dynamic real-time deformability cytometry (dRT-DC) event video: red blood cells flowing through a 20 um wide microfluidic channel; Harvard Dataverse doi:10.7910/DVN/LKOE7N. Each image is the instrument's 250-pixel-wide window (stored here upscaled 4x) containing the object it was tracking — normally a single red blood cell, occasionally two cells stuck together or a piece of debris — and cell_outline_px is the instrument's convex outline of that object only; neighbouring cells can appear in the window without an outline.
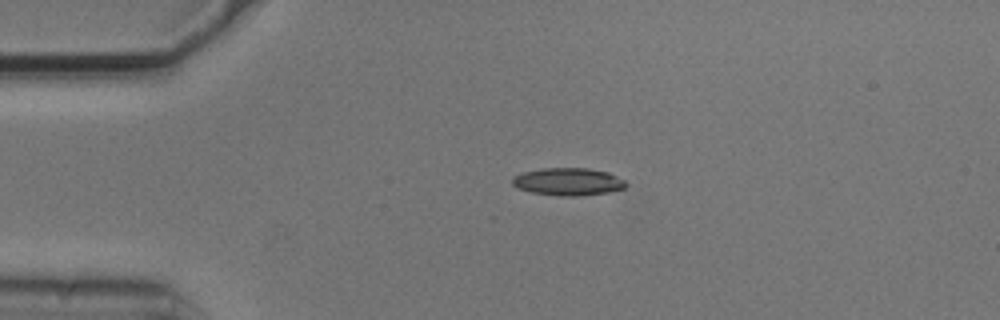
{"species": "common noctule bat (a hibernating species)", "species_latin": "Nyctalus noctula", "temperature_condition": "cold", "stored_images_in_passage": 43, "camera_frame_rate_fps": 3000, "um_per_image_px": 0.085, "animal": {"sex": "male", "body_mass_g": 20.5, "forearm_length_mm": 52.5}, "frame": {"image": 1, "passage_image": 1, "time_ms": 0.0, "image_size_px": [1000, 320], "cell_outline_px": [[628, 184], [624, 188], [608, 192], [580, 196], [560, 196], [532, 192], [516, 188], [512, 184], [512, 180], [516, 176], [524, 172], [544, 168], [588, 168], [608, 172], [624, 180]], "centroid_in_image_um": [48.31, 15.45], "position_along_channel_um": 36.7, "area_um2": 18.15}}
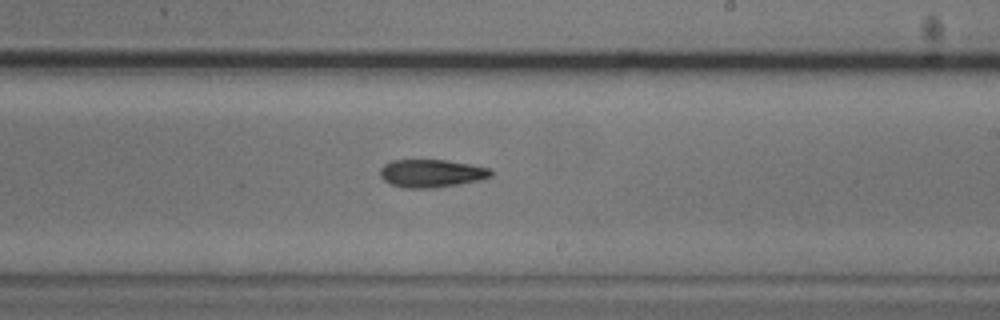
{"frame": {"image": 2, "passage_image": 21, "time_ms": 6.667, "image_size_px": [1000, 320], "cell_outline_px": [[492, 176], [480, 180], [432, 188], [404, 188], [392, 184], [384, 180], [380, 176], [380, 168], [384, 164], [392, 160], [448, 160], [488, 168], [492, 172]], "centroid_in_image_um": [36.64, 14.73], "position_along_channel_um": 252.4, "area_um2": 17.86}}
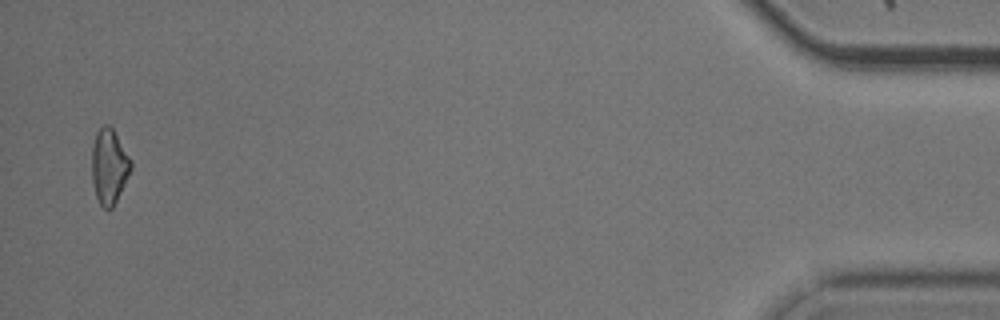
{"frame": {"image": 3, "passage_image": 42, "time_ms": 13.667, "image_size_px": [1000, 320], "cell_outline_px": [[132, 168], [112, 208], [108, 212], [100, 204], [96, 196], [92, 180], [92, 148], [96, 132], [104, 124], [108, 124], [112, 128], [132, 160]], "centroid_in_image_um": [9.27, 14.14], "position_along_channel_um": 425.9, "area_um2": 16.99}, "authors_computed_cell_mechanics": {"area_um2": 17.6868, "velocity_mm_per_s": 3.7334, "shape_relaxation_time_tau1_ms": 3.9284, "shape_relaxation_time_tau2_ms": null, "deformation_change_tau1": 0.1158, "deformation_change_tau2": null}}